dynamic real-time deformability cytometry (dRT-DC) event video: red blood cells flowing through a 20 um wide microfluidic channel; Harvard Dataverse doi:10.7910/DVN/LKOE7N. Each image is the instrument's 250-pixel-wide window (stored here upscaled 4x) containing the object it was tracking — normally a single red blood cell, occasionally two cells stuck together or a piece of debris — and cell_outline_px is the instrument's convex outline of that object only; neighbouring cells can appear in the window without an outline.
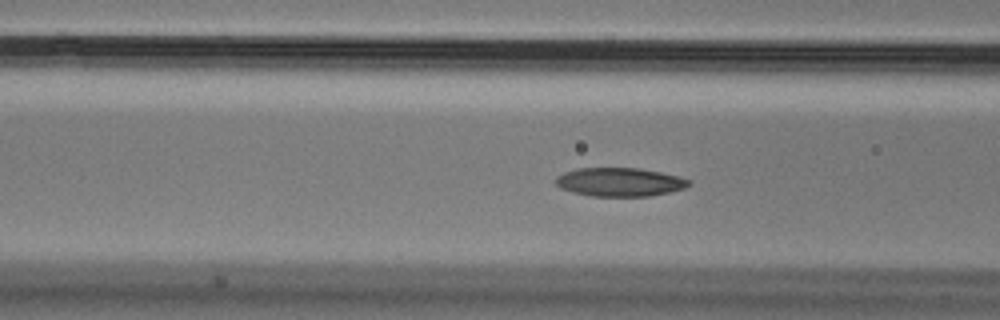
{"species": "Egyptian fruit bat (a non-hibernating species)", "species_latin": "Rousettus aegyptiacus", "temperature_condition": "cold", "stored_images_in_passage": 38, "camera_frame_rate_fps": 3000, "um_per_image_px": 0.085, "animal": {"sex": "male"}, "frame": {"image": 1, "passage_image": 4, "time_ms": 1.0, "image_size_px": [1000, 320], "cell_outline_px": [[692, 184], [684, 188], [668, 192], [648, 196], [592, 196], [572, 192], [560, 188], [556, 184], [556, 176], [564, 172], [576, 168], [640, 168], [680, 176], [692, 180]], "centroid_in_image_um": [52.68, 15.46], "position_along_channel_um": 113.9, "area_um2": 22.31}}
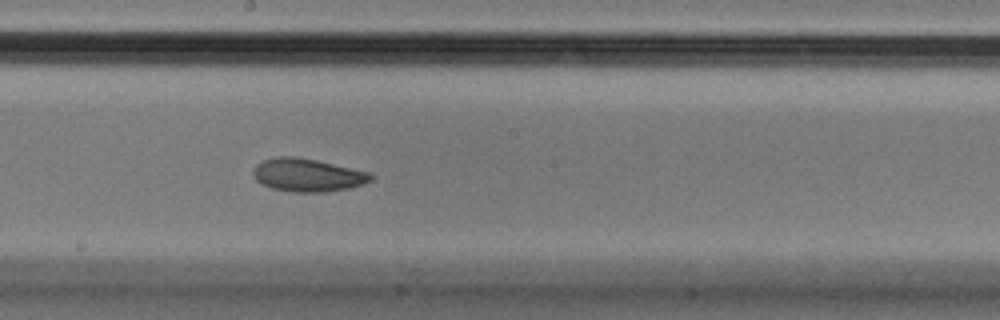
{"frame": {"image": 2, "passage_image": 13, "time_ms": 4.0, "image_size_px": [1000, 320], "cell_outline_px": [[372, 180], [364, 184], [348, 188], [324, 192], [292, 192], [272, 188], [260, 184], [256, 180], [252, 172], [256, 164], [264, 160], [280, 156], [292, 156], [316, 160], [368, 172], [372, 176]], "centroid_in_image_um": [26.11, 14.89], "position_along_channel_um": 222.1, "area_um2": 22.48}}
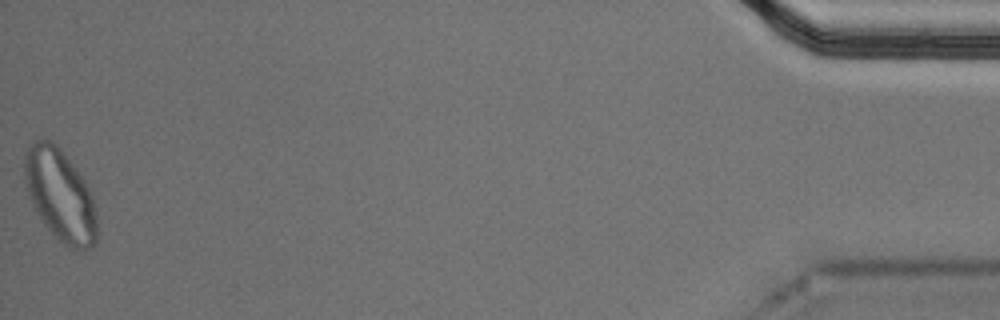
{"frame": {"image": 3, "passage_image": 38, "time_ms": 12.333, "image_size_px": [1000, 320], "cell_outline_px": [[96, 240], [92, 248], [68, 248], [44, 224], [36, 212], [32, 204], [24, 184], [24, 152], [36, 140], [52, 140], [60, 148], [76, 168], [92, 192], [96, 208]], "centroid_in_image_um": [5.11, 16.56], "position_along_channel_um": 430.1, "area_um2": 38.78}}